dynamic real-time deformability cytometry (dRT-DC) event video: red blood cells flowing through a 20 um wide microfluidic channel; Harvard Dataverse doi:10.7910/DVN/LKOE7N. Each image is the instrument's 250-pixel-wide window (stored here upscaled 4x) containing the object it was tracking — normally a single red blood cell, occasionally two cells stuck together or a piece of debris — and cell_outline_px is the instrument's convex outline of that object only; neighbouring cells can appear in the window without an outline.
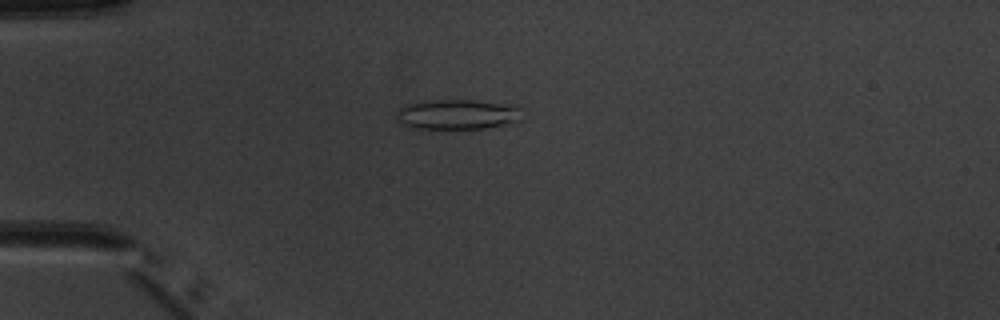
{"species": "common noctule bat (a hibernating species)", "species_latin": "Nyctalus noctula", "temperature_condition": "warm", "stored_images_in_passage": 5, "camera_frame_rate_fps": 3000, "um_per_image_px": 0.085, "animal": {"sex": "male", "body_mass_g": 20.1, "forearm_length_mm": 53.5}, "frame": {"image": 1, "passage_image": 3, "time_ms": 2.333, "image_size_px": [1000, 320], "cell_outline_px": [[524, 108], [520, 120], [488, 128], [416, 128], [400, 124], [396, 116], [396, 112], [404, 104], [424, 100], [476, 100], [516, 104]], "centroid_in_image_um": [38.92, 9.69], "position_along_channel_um": 46.1, "area_um2": 22.43}}
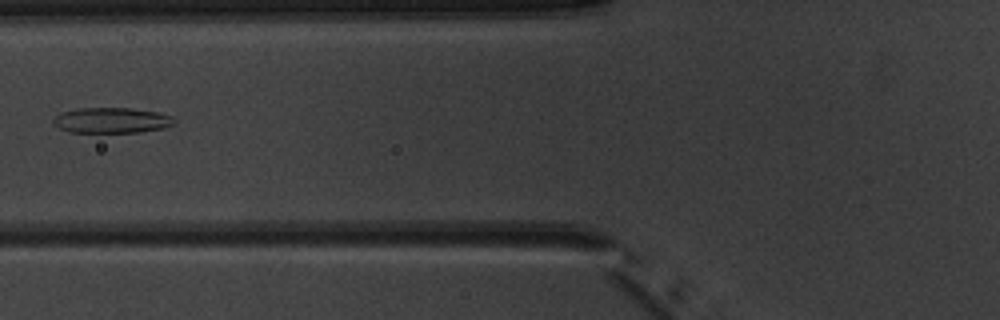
{"frame": {"image": 2, "passage_image": 5, "time_ms": 4.667, "image_size_px": [1000, 320], "cell_outline_px": [[176, 124], [164, 128], [140, 132], [68, 132], [60, 128], [52, 120], [56, 116], [64, 112], [80, 108], [128, 108], [156, 112], [172, 116], [176, 120]], "centroid_in_image_um": [9.55, 10.23], "position_along_channel_um": 116.3, "area_um2": 17.8}}